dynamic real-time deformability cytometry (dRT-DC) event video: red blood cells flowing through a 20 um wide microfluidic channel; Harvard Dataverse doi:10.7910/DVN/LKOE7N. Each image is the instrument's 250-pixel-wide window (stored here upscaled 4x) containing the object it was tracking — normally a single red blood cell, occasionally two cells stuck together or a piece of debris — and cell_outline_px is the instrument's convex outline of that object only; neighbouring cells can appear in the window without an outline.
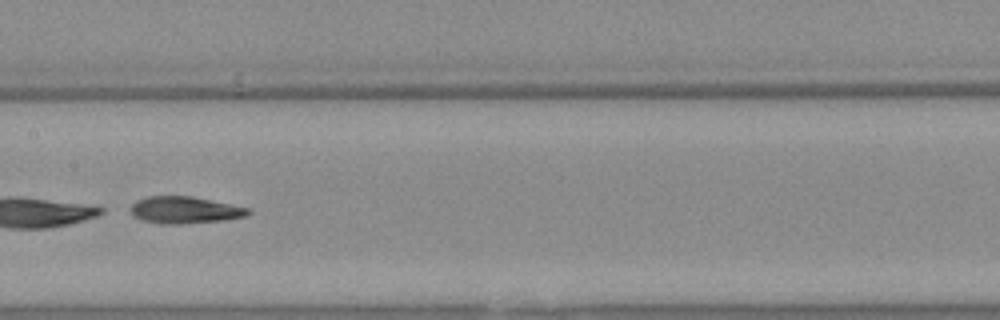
{"species": "Egyptian fruit bat (a non-hibernating species)", "species_latin": "Rousettus aegyptiacus", "temperature_condition": "warm", "stored_images_in_passage": 51, "segment_of_instrument_passage": [2, 2], "camera_frame_rate_fps": 3000, "um_per_image_px": 0.085, "animal": {"sex": "female"}, "frame": {"image": 1, "passage_image": 26, "time_ms": 8.333, "image_size_px": [1000, 320], "cell_outline_px": [[252, 212], [248, 216], [224, 220], [176, 224], [160, 224], [144, 220], [132, 216], [128, 208], [136, 200], [148, 196], [192, 196], [232, 204], [248, 208]], "centroid_in_image_um": [15.69, 17.85], "position_along_channel_um": 191.7, "area_um2": 18.61}}